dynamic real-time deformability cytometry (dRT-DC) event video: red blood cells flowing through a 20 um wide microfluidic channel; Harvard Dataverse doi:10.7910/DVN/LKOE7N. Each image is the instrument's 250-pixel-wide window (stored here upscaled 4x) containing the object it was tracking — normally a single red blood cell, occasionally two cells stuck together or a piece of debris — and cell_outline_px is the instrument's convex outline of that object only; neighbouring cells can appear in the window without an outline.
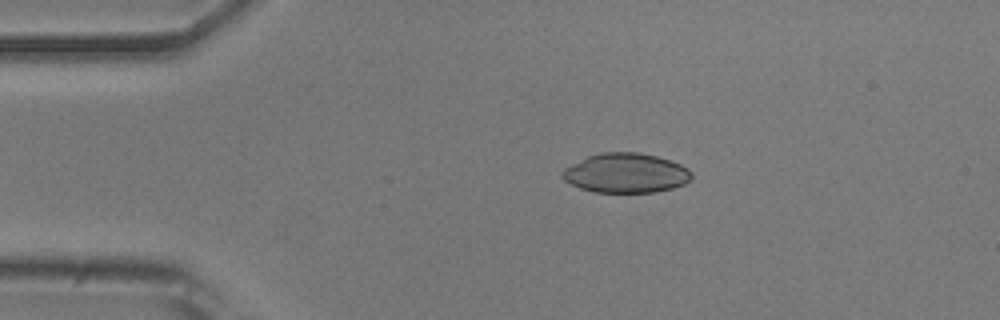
{"species": "common noctule bat (a hibernating species)", "species_latin": "Nyctalus noctula", "temperature_condition": "room temperature", "stored_images_in_passage": 5, "camera_frame_rate_fps": 3000, "um_per_image_px": 0.085, "animal": {"sex": "male", "body_mass_g": 20.5, "forearm_length_mm": 52.5}, "frame": {"image": 1, "passage_image": 3, "time_ms": 3.0, "image_size_px": [1000, 320], "cell_outline_px": [[692, 176], [684, 184], [672, 188], [656, 192], [592, 192], [580, 188], [564, 180], [560, 176], [560, 172], [564, 168], [588, 156], [600, 152], [640, 152], [672, 160], [688, 168], [692, 172]], "centroid_in_image_um": [53.19, 14.7], "position_along_channel_um": 31.8, "area_um2": 29.94}}